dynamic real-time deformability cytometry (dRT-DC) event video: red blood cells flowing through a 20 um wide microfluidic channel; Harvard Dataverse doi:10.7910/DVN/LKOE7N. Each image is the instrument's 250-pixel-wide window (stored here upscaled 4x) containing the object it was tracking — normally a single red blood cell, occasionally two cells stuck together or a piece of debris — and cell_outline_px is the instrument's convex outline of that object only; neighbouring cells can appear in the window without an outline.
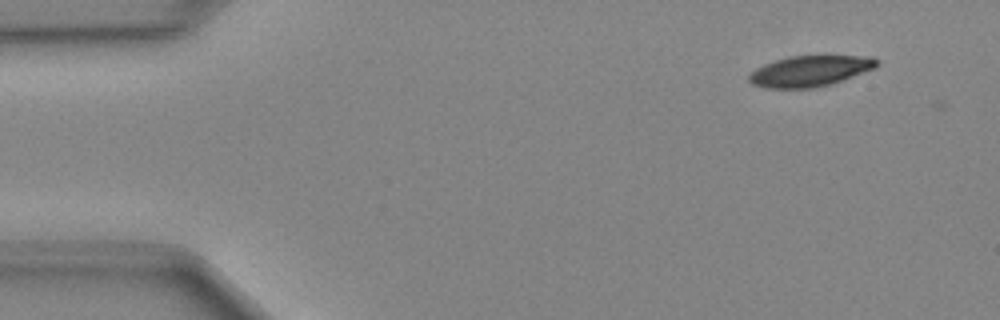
{"species": "Egyptian fruit bat (a non-hibernating species)", "species_latin": "Rousettus aegyptiacus", "temperature_condition": "cold", "stored_images_in_passage": 3, "camera_frame_rate_fps": 3000, "um_per_image_px": 0.085, "animal": {"sex": "female"}, "frame": {"image": 1, "passage_image": 1, "time_ms": 0.0, "image_size_px": [1000, 320], "cell_outline_px": [[880, 64], [876, 68], [832, 84], [812, 88], [764, 88], [752, 84], [748, 80], [748, 76], [756, 68], [764, 64], [788, 56], [872, 56], [880, 60]], "centroid_in_image_um": [68.88, 6.04], "position_along_channel_um": 16.1, "area_um2": 23.12}}